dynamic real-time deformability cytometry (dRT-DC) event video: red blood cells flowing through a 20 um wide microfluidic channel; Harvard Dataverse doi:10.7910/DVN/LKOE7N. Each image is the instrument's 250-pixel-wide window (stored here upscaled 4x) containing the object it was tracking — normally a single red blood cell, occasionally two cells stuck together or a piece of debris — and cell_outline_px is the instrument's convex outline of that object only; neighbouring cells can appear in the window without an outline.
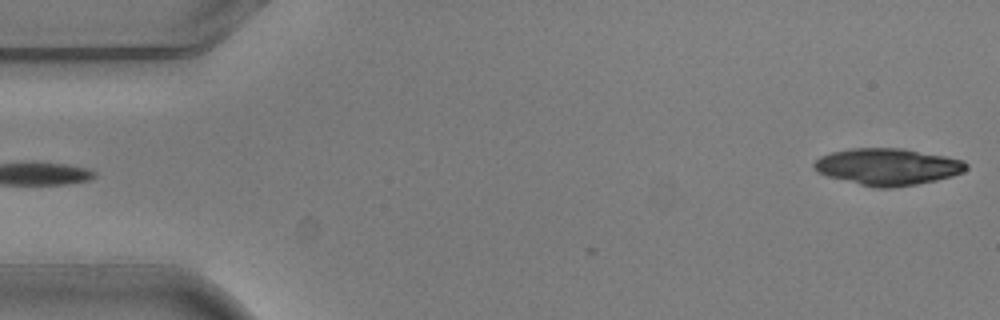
{"species": "common noctule bat (a hibernating species)", "species_latin": "Nyctalus noctula", "temperature_condition": "warm", "stored_images_in_passage": 6, "camera_frame_rate_fps": 3000, "um_per_image_px": 0.085, "animal": {"sex": "male", "body_mass_g": 20.5, "forearm_length_mm": 52.5}, "frame": {"image": 1, "passage_image": 1, "time_ms": 0.0, "image_size_px": [1000, 320], "cell_outline_px": [[968, 168], [964, 172], [952, 176], [936, 180], [916, 184], [892, 188], [876, 188], [828, 176], [816, 172], [812, 168], [812, 164], [820, 156], [832, 152], [852, 148], [904, 148], [964, 160], [968, 164]], "centroid_in_image_um": [75.45, 14.17], "position_along_channel_um": 9.6, "area_um2": 32.66}}